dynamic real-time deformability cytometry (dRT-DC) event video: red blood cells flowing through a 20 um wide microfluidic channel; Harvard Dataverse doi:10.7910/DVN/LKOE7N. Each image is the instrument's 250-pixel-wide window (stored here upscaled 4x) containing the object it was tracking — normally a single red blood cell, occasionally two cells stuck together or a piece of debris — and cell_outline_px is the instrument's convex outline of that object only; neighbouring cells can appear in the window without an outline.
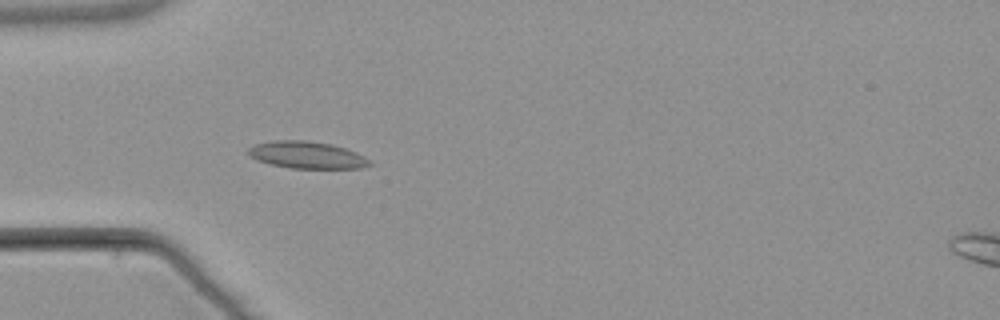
{"species": "common noctule bat (a hibernating species)", "species_latin": "Nyctalus noctula", "temperature_condition": "warm", "stored_images_in_passage": 4, "camera_frame_rate_fps": 3000, "um_per_image_px": 0.085, "animal": {"sex": "male", "body_mass_g": 21.5, "forearm_length_mm": 52.0}, "frame": {"image": 1, "passage_image": 4, "time_ms": 3.667, "image_size_px": [1000, 320], "cell_outline_px": [[372, 164], [360, 168], [288, 168], [256, 160], [248, 152], [248, 148], [256, 144], [276, 140], [304, 140], [332, 144], [356, 152], [364, 156]], "centroid_in_image_um": [26.09, 13.17], "position_along_channel_um": 58.9, "area_um2": 18.9}}